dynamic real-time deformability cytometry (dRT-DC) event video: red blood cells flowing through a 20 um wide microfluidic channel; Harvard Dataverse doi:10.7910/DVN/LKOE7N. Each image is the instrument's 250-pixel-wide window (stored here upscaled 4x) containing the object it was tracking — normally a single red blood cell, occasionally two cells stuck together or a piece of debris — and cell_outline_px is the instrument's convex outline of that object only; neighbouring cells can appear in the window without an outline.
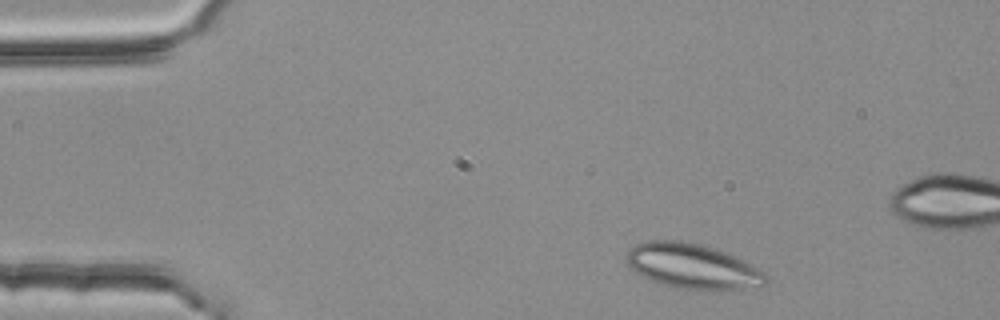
{"species": "common noctule bat (a hibernating species)", "species_latin": "Nyctalus noctula", "temperature_condition": "room temperature", "stored_images_in_passage": 3, "camera_frame_rate_fps": 3000, "um_per_image_px": 0.085, "animal": {"sex": "female", "body_mass_g": 25.1}, "frame": {"image": 1, "passage_image": 1, "time_ms": 0.0, "image_size_px": [1000, 320], "cell_outline_px": [[768, 280], [760, 288], [720, 292], [676, 288], [660, 284], [636, 272], [624, 260], [624, 256], [628, 248], [644, 240], [680, 240], [700, 244], [716, 248], [728, 252], [752, 264], [764, 272], [768, 276]], "centroid_in_image_um": [58.92, 22.65], "position_along_channel_um": 26.1, "area_um2": 37.86}}